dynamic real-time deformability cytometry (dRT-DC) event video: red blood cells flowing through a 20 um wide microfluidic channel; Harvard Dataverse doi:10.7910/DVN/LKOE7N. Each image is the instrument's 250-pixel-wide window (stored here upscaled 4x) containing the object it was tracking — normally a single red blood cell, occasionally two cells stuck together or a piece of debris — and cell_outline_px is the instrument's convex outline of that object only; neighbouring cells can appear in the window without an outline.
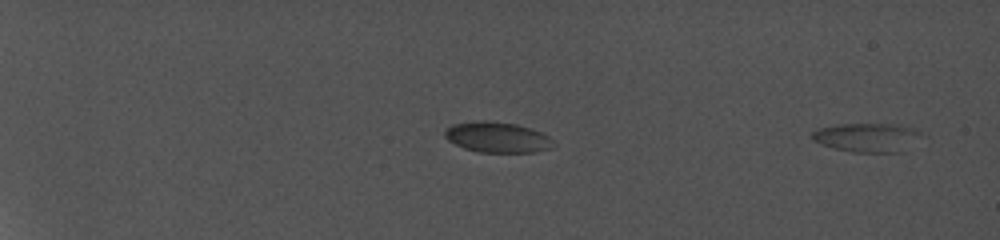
{"species": "common noctule bat (a hibernating species)", "species_latin": "Nyctalus noctula", "temperature_condition": "cold", "stored_images_in_passage": 96, "camera_frame_rate_fps": 5000, "um_per_image_px": 0.085, "animal": {"sex": "female", "body_mass_g": 19.0, "forearm_length_mm": 56.7}, "frame": {"image": 1, "passage_image": 2, "time_ms": 0.2, "image_size_px": [1000, 240], "cell_outline_px": [[928, 136], [900, 152], [852, 152], [832, 148], [820, 144], [812, 140], [812, 132], [820, 128], [840, 124], [908, 124], [916, 128]], "centroid_in_image_um": [73.84, 11.67], "position_along_channel_um": 11.2, "area_um2": 19.02}}
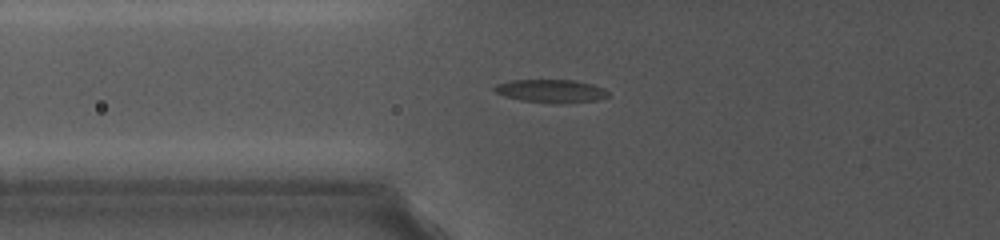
{"frame": {"image": 2, "passage_image": 47, "time_ms": 9.2, "image_size_px": [1000, 240], "cell_outline_px": [[608, 96], [596, 100], [520, 100], [504, 96], [496, 92], [492, 88], [496, 84], [512, 80], [572, 80], [592, 84], [604, 88], [608, 92]], "centroid_in_image_um": [46.77, 7.67], "position_along_channel_um": 79.0, "area_um2": 14.22}}
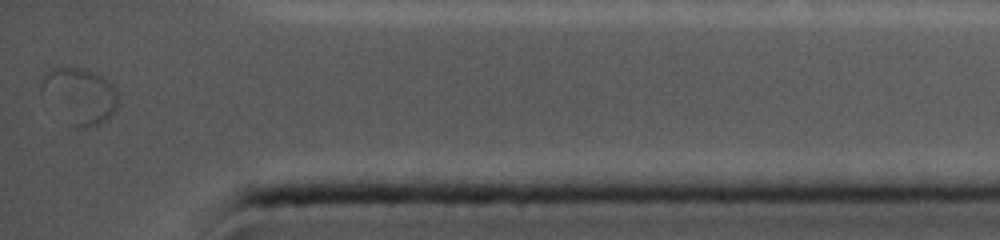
{"frame": {"image": 3, "passage_image": 96, "time_ms": 19.0, "image_size_px": [1000, 240], "cell_outline_px": [[120, 104], [108, 120], [96, 124], [80, 128], [72, 124], [40, 96], [40, 84], [48, 72], [52, 68], [84, 68], [100, 76], [112, 84], [116, 92]], "centroid_in_image_um": [6.77, 8.14], "position_along_channel_um": 428.4, "area_um2": 24.68}}